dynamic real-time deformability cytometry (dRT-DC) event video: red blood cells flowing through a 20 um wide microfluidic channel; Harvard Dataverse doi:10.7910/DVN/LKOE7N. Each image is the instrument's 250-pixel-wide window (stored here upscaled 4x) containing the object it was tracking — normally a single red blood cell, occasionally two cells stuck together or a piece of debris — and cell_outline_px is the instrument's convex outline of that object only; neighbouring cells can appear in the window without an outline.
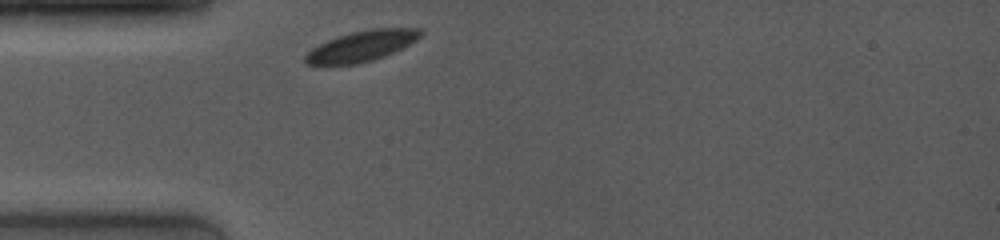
{"species": "common noctule bat (a hibernating species)", "species_latin": "Nyctalus noctula", "temperature_condition": "room temperature", "stored_images_in_passage": 17, "camera_frame_rate_fps": 4000, "um_per_image_px": 0.085, "animal": {"sex": "female", "body_mass_g": 19.0, "forearm_length_mm": 53.3}, "frame": {"image": 1, "passage_image": 1, "time_ms": 0.0, "image_size_px": [1000, 240], "cell_outline_px": [[424, 32], [416, 40], [384, 56], [372, 60], [356, 64], [304, 64], [304, 56], [312, 48], [336, 36], [368, 28], [420, 28]], "centroid_in_image_um": [30.73, 3.9], "position_along_channel_um": 54.3, "area_um2": 20.35}}
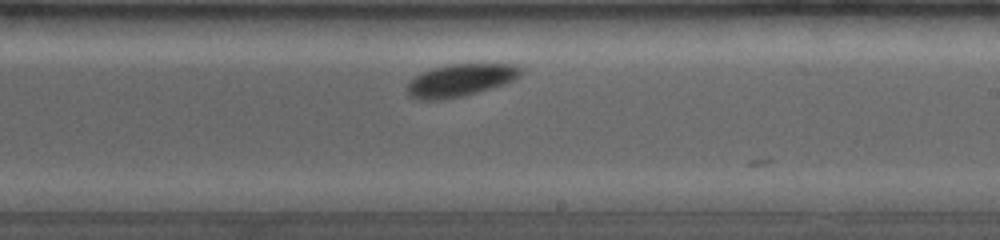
{"frame": {"image": 2, "passage_image": 16, "time_ms": 5.25, "image_size_px": [1000, 240], "cell_outline_px": [[524, 68], [520, 76], [504, 84], [464, 96], [440, 100], [420, 100], [408, 96], [408, 84], [416, 76], [432, 68], [448, 64], [516, 64]], "centroid_in_image_um": [39.16, 6.82], "position_along_channel_um": 249.8, "area_um2": 21.44}}